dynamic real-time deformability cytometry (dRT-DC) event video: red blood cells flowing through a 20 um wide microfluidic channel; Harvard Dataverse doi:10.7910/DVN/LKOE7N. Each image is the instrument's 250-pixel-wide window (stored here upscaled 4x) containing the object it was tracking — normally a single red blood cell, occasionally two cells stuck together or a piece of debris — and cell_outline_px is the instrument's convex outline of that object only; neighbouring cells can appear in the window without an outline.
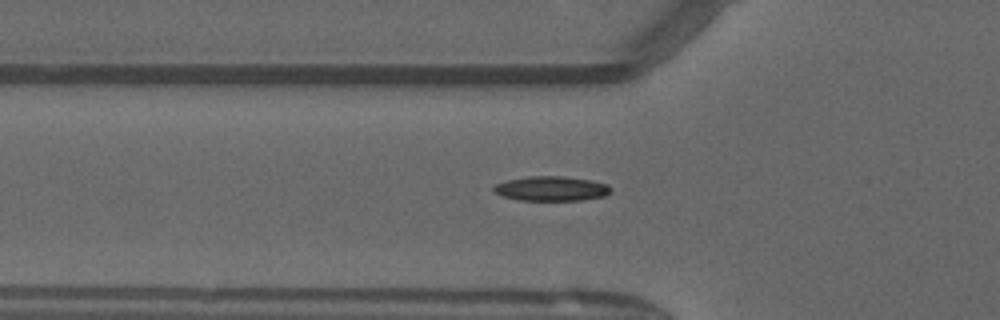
{"species": "common noctule bat (a hibernating species)", "species_latin": "Nyctalus noctula", "temperature_condition": "warm", "stored_images_in_passage": 43, "camera_frame_rate_fps": 3000, "um_per_image_px": 0.085, "animal": {"sex": "male", "forearm_length_mm": 52.5}, "frame": {"image": 1, "passage_image": 10, "time_ms": 3.0, "image_size_px": [1000, 320], "cell_outline_px": [[612, 192], [604, 196], [580, 200], [516, 200], [500, 196], [492, 188], [496, 184], [508, 180], [528, 176], [564, 176], [592, 180], [608, 184], [612, 188]], "centroid_in_image_um": [46.88, 16.03], "position_along_channel_um": 78.9, "area_um2": 16.94}}
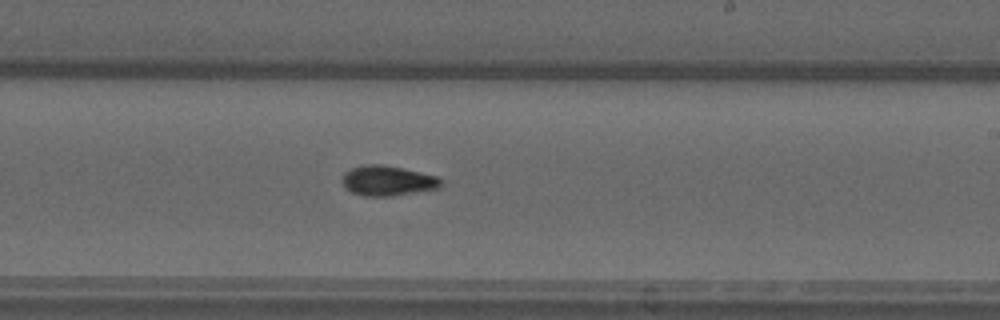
{"frame": {"image": 2, "passage_image": 23, "time_ms": 7.333, "image_size_px": [1000, 320], "cell_outline_px": [[444, 184], [436, 188], [392, 196], [364, 196], [352, 192], [344, 184], [344, 172], [352, 168], [364, 164], [384, 164], [420, 172], [436, 176], [444, 180]], "centroid_in_image_um": [32.98, 15.35], "position_along_channel_um": 256.0, "area_um2": 17.11}}
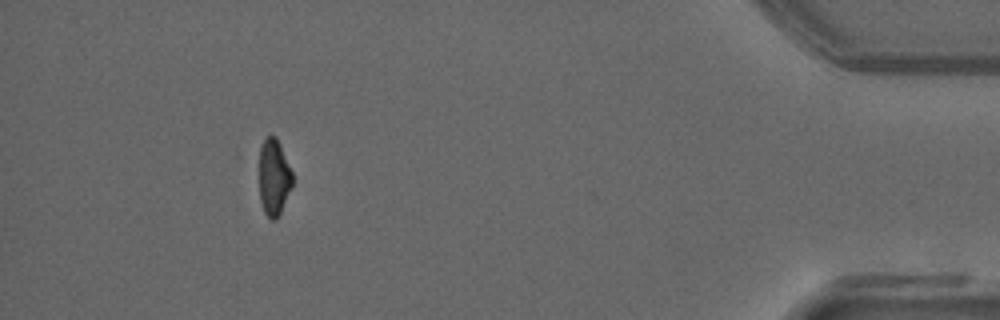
{"frame": {"image": 3, "passage_image": 39, "time_ms": 12.667, "image_size_px": [1000, 320], "cell_outline_px": [[292, 184], [280, 212], [276, 220], [272, 220], [264, 212], [260, 200], [260, 148], [264, 140], [268, 136], [276, 136], [280, 144], [292, 172]], "centroid_in_image_um": [23.27, 15.06], "position_along_channel_um": 411.9, "area_um2": 14.45}, "authors_computed_cell_mechanics": {"area_um2": 16.1262, "velocity_mm_per_s": 4.08, "shape_relaxation_time_tau1_ms": null, "shape_relaxation_time_tau2_ms": 3.0813, "deformation_change_tau1": null, "deformation_change_tau2": 0.0957}}